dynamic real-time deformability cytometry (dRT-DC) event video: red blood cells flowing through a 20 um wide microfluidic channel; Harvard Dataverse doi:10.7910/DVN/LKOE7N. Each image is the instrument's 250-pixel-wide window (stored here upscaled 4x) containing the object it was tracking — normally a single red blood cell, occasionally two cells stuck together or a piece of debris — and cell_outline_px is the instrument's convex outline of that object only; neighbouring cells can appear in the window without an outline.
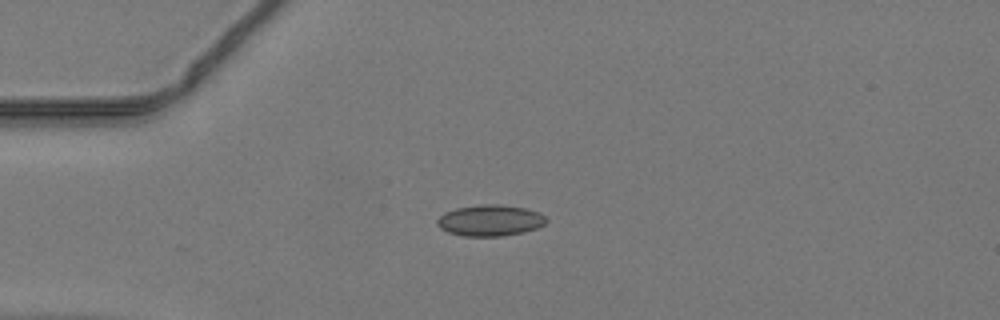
{"species": "common noctule bat (a hibernating species)", "species_latin": "Nyctalus noctula", "temperature_condition": "warm", "stored_images_in_passage": 34, "camera_frame_rate_fps": 3000, "um_per_image_px": 0.085, "animal": {"sex": "male", "body_mass_g": 19.2, "forearm_length_mm": 51.8}, "frame": {"image": 1, "passage_image": 1, "time_ms": 0.0, "image_size_px": [1000, 320], "cell_outline_px": [[548, 220], [544, 224], [536, 228], [524, 232], [504, 236], [464, 236], [448, 232], [440, 228], [436, 224], [436, 220], [444, 212], [456, 208], [480, 204], [500, 204], [528, 208], [540, 212]], "centroid_in_image_um": [41.66, 18.73], "position_along_channel_um": 43.3, "area_um2": 20.06}}
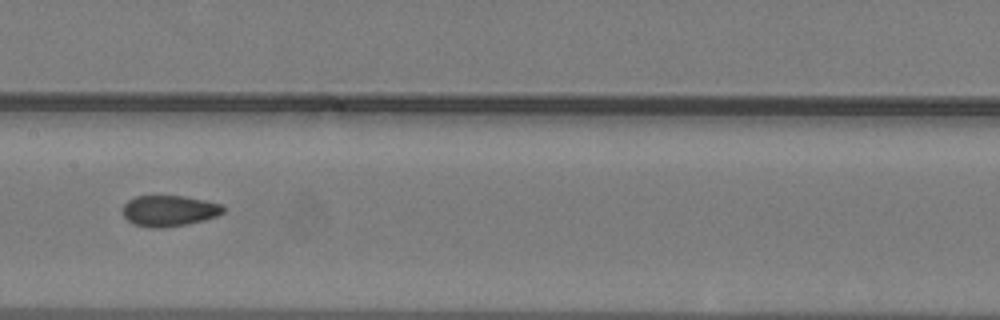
{"frame": {"image": 2, "passage_image": 13, "time_ms": 4.0, "image_size_px": [1000, 320], "cell_outline_px": [[228, 208], [224, 212], [216, 216], [204, 220], [184, 224], [160, 228], [152, 228], [132, 224], [120, 212], [124, 204], [128, 200], [136, 196], [184, 196], [224, 204]], "centroid_in_image_um": [14.38, 17.91], "position_along_channel_um": 193.0, "area_um2": 18.32}}
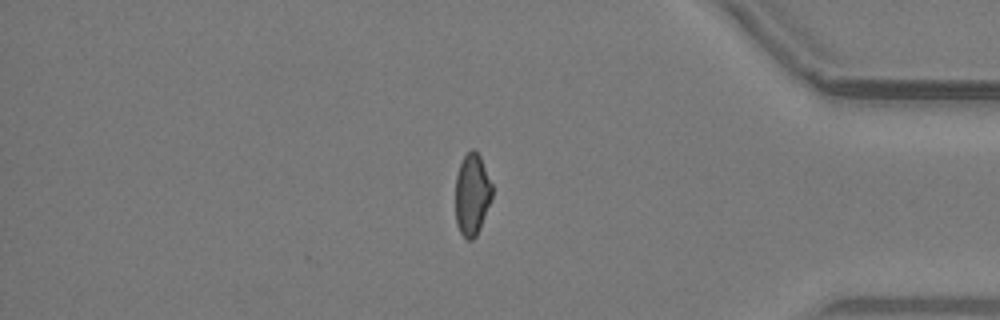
{"frame": {"image": 3, "passage_image": 29, "time_ms": 9.333, "image_size_px": [1000, 320], "cell_outline_px": [[492, 200], [480, 228], [476, 236], [472, 240], [468, 240], [460, 232], [456, 224], [456, 176], [460, 164], [464, 156], [472, 148], [480, 156], [492, 184]], "centroid_in_image_um": [40.13, 16.55], "position_along_channel_um": 395.1, "area_um2": 17.46}}